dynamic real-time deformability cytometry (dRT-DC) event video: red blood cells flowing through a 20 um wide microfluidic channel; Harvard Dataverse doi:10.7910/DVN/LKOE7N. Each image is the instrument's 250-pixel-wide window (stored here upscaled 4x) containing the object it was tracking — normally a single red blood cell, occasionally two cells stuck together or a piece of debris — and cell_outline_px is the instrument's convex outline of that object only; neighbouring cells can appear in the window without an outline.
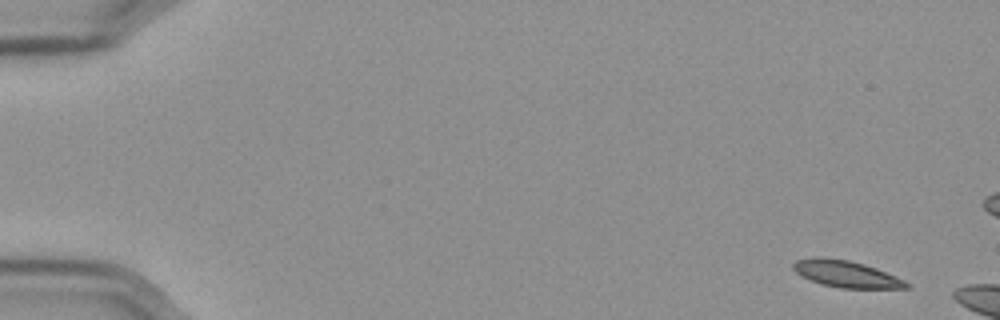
{"species": "Egyptian fruit bat (a non-hibernating species)", "species_latin": "Rousettus aegyptiacus", "temperature_condition": "cold", "stored_images_in_passage": 6, "camera_frame_rate_fps": 3000, "um_per_image_px": 0.085, "frame": {"image": 1, "passage_image": 1, "time_ms": 0.0, "image_size_px": [1000, 320], "cell_outline_px": [[912, 284], [908, 288], [840, 288], [820, 284], [800, 276], [792, 268], [792, 264], [796, 260], [812, 256], [824, 256], [848, 260], [864, 264], [876, 268], [904, 280]], "centroid_in_image_um": [71.87, 23.27], "position_along_channel_um": 13.1, "area_um2": 17.86}}